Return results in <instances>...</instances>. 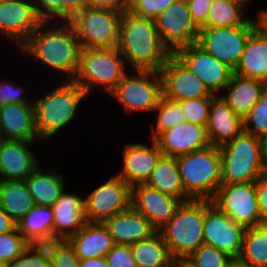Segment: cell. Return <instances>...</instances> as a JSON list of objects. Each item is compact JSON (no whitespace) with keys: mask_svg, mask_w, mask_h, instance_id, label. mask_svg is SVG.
I'll list each match as a JSON object with an SVG mask.
<instances>
[{"mask_svg":"<svg viewBox=\"0 0 267 267\" xmlns=\"http://www.w3.org/2000/svg\"><path fill=\"white\" fill-rule=\"evenodd\" d=\"M58 23L52 22L53 25L48 26L49 21H43L19 49L23 54L66 74V80H73L82 48L71 23Z\"/></svg>","mask_w":267,"mask_h":267,"instance_id":"obj_1","label":"cell"},{"mask_svg":"<svg viewBox=\"0 0 267 267\" xmlns=\"http://www.w3.org/2000/svg\"><path fill=\"white\" fill-rule=\"evenodd\" d=\"M117 48L134 70L160 71L173 54L161 41L154 19L129 10L122 13Z\"/></svg>","mask_w":267,"mask_h":267,"instance_id":"obj_2","label":"cell"},{"mask_svg":"<svg viewBox=\"0 0 267 267\" xmlns=\"http://www.w3.org/2000/svg\"><path fill=\"white\" fill-rule=\"evenodd\" d=\"M267 142L244 130L219 147L222 183L255 182L264 175Z\"/></svg>","mask_w":267,"mask_h":267,"instance_id":"obj_3","label":"cell"},{"mask_svg":"<svg viewBox=\"0 0 267 267\" xmlns=\"http://www.w3.org/2000/svg\"><path fill=\"white\" fill-rule=\"evenodd\" d=\"M86 95L87 92L80 85L73 80H65L59 87L33 101L36 129L40 138L47 141L73 122L79 104Z\"/></svg>","mask_w":267,"mask_h":267,"instance_id":"obj_4","label":"cell"},{"mask_svg":"<svg viewBox=\"0 0 267 267\" xmlns=\"http://www.w3.org/2000/svg\"><path fill=\"white\" fill-rule=\"evenodd\" d=\"M205 199L181 202L174 216L158 232L174 260H185L203 243Z\"/></svg>","mask_w":267,"mask_h":267,"instance_id":"obj_5","label":"cell"},{"mask_svg":"<svg viewBox=\"0 0 267 267\" xmlns=\"http://www.w3.org/2000/svg\"><path fill=\"white\" fill-rule=\"evenodd\" d=\"M185 193L191 199L211 200L222 184L221 152L210 145L176 157Z\"/></svg>","mask_w":267,"mask_h":267,"instance_id":"obj_6","label":"cell"},{"mask_svg":"<svg viewBox=\"0 0 267 267\" xmlns=\"http://www.w3.org/2000/svg\"><path fill=\"white\" fill-rule=\"evenodd\" d=\"M125 58L115 48H82L73 81L86 92L97 86L110 93L127 74Z\"/></svg>","mask_w":267,"mask_h":267,"instance_id":"obj_7","label":"cell"},{"mask_svg":"<svg viewBox=\"0 0 267 267\" xmlns=\"http://www.w3.org/2000/svg\"><path fill=\"white\" fill-rule=\"evenodd\" d=\"M122 13L88 6L76 13L69 22L81 48L117 47Z\"/></svg>","mask_w":267,"mask_h":267,"instance_id":"obj_8","label":"cell"},{"mask_svg":"<svg viewBox=\"0 0 267 267\" xmlns=\"http://www.w3.org/2000/svg\"><path fill=\"white\" fill-rule=\"evenodd\" d=\"M128 73L109 93L122 104L126 113L153 112L163 96V81L160 71L135 70Z\"/></svg>","mask_w":267,"mask_h":267,"instance_id":"obj_9","label":"cell"},{"mask_svg":"<svg viewBox=\"0 0 267 267\" xmlns=\"http://www.w3.org/2000/svg\"><path fill=\"white\" fill-rule=\"evenodd\" d=\"M257 27V21L251 18L244 24L233 27H202L197 44L235 70L249 36Z\"/></svg>","mask_w":267,"mask_h":267,"instance_id":"obj_10","label":"cell"},{"mask_svg":"<svg viewBox=\"0 0 267 267\" xmlns=\"http://www.w3.org/2000/svg\"><path fill=\"white\" fill-rule=\"evenodd\" d=\"M211 202L219 211L245 228L262 225L255 182L222 183Z\"/></svg>","mask_w":267,"mask_h":267,"instance_id":"obj_11","label":"cell"},{"mask_svg":"<svg viewBox=\"0 0 267 267\" xmlns=\"http://www.w3.org/2000/svg\"><path fill=\"white\" fill-rule=\"evenodd\" d=\"M132 187L115 175L93 189L85 198V215L88 222H103L131 207Z\"/></svg>","mask_w":267,"mask_h":267,"instance_id":"obj_12","label":"cell"},{"mask_svg":"<svg viewBox=\"0 0 267 267\" xmlns=\"http://www.w3.org/2000/svg\"><path fill=\"white\" fill-rule=\"evenodd\" d=\"M173 55L217 95L230 82L234 70L210 55L197 43L179 47Z\"/></svg>","mask_w":267,"mask_h":267,"instance_id":"obj_13","label":"cell"},{"mask_svg":"<svg viewBox=\"0 0 267 267\" xmlns=\"http://www.w3.org/2000/svg\"><path fill=\"white\" fill-rule=\"evenodd\" d=\"M154 22L161 41L172 53L179 47L197 43L200 29L191 17L186 0H176Z\"/></svg>","mask_w":267,"mask_h":267,"instance_id":"obj_14","label":"cell"},{"mask_svg":"<svg viewBox=\"0 0 267 267\" xmlns=\"http://www.w3.org/2000/svg\"><path fill=\"white\" fill-rule=\"evenodd\" d=\"M245 229L243 225L235 223L228 215L219 211L211 200L205 199L204 244L219 249L232 259L239 258Z\"/></svg>","mask_w":267,"mask_h":267,"instance_id":"obj_15","label":"cell"},{"mask_svg":"<svg viewBox=\"0 0 267 267\" xmlns=\"http://www.w3.org/2000/svg\"><path fill=\"white\" fill-rule=\"evenodd\" d=\"M42 22L32 0H0V33L18 48Z\"/></svg>","mask_w":267,"mask_h":267,"instance_id":"obj_16","label":"cell"},{"mask_svg":"<svg viewBox=\"0 0 267 267\" xmlns=\"http://www.w3.org/2000/svg\"><path fill=\"white\" fill-rule=\"evenodd\" d=\"M163 96L173 100L213 97L204 83L173 54L160 70Z\"/></svg>","mask_w":267,"mask_h":267,"instance_id":"obj_17","label":"cell"},{"mask_svg":"<svg viewBox=\"0 0 267 267\" xmlns=\"http://www.w3.org/2000/svg\"><path fill=\"white\" fill-rule=\"evenodd\" d=\"M182 201L145 183L132 186L131 206L158 231L173 216Z\"/></svg>","mask_w":267,"mask_h":267,"instance_id":"obj_18","label":"cell"},{"mask_svg":"<svg viewBox=\"0 0 267 267\" xmlns=\"http://www.w3.org/2000/svg\"><path fill=\"white\" fill-rule=\"evenodd\" d=\"M154 140L162 154L171 157L199 151L211 145L206 127L189 121L161 132Z\"/></svg>","mask_w":267,"mask_h":267,"instance_id":"obj_19","label":"cell"},{"mask_svg":"<svg viewBox=\"0 0 267 267\" xmlns=\"http://www.w3.org/2000/svg\"><path fill=\"white\" fill-rule=\"evenodd\" d=\"M152 146L127 143L122 150L123 168L116 174L131 187L146 183L156 163L163 155L154 139Z\"/></svg>","mask_w":267,"mask_h":267,"instance_id":"obj_20","label":"cell"},{"mask_svg":"<svg viewBox=\"0 0 267 267\" xmlns=\"http://www.w3.org/2000/svg\"><path fill=\"white\" fill-rule=\"evenodd\" d=\"M31 144L22 140L0 141V180H26L39 166L35 153L27 147Z\"/></svg>","mask_w":267,"mask_h":267,"instance_id":"obj_21","label":"cell"},{"mask_svg":"<svg viewBox=\"0 0 267 267\" xmlns=\"http://www.w3.org/2000/svg\"><path fill=\"white\" fill-rule=\"evenodd\" d=\"M2 139L34 142L40 138L35 122L33 103H10L0 106Z\"/></svg>","mask_w":267,"mask_h":267,"instance_id":"obj_22","label":"cell"},{"mask_svg":"<svg viewBox=\"0 0 267 267\" xmlns=\"http://www.w3.org/2000/svg\"><path fill=\"white\" fill-rule=\"evenodd\" d=\"M206 129L210 144L221 147L243 131V119L217 94L211 98Z\"/></svg>","mask_w":267,"mask_h":267,"instance_id":"obj_23","label":"cell"},{"mask_svg":"<svg viewBox=\"0 0 267 267\" xmlns=\"http://www.w3.org/2000/svg\"><path fill=\"white\" fill-rule=\"evenodd\" d=\"M114 244L132 245L141 240L148 239L157 230L149 220L132 206L103 221Z\"/></svg>","mask_w":267,"mask_h":267,"instance_id":"obj_24","label":"cell"},{"mask_svg":"<svg viewBox=\"0 0 267 267\" xmlns=\"http://www.w3.org/2000/svg\"><path fill=\"white\" fill-rule=\"evenodd\" d=\"M53 210V236L68 239L86 224L85 199L74 193L62 192L51 207Z\"/></svg>","mask_w":267,"mask_h":267,"instance_id":"obj_25","label":"cell"},{"mask_svg":"<svg viewBox=\"0 0 267 267\" xmlns=\"http://www.w3.org/2000/svg\"><path fill=\"white\" fill-rule=\"evenodd\" d=\"M80 260L105 257L115 245L103 222H86L68 238Z\"/></svg>","mask_w":267,"mask_h":267,"instance_id":"obj_26","label":"cell"},{"mask_svg":"<svg viewBox=\"0 0 267 267\" xmlns=\"http://www.w3.org/2000/svg\"><path fill=\"white\" fill-rule=\"evenodd\" d=\"M266 82L247 78L233 73L230 82L224 90L228 89L227 94L222 93V97L227 101L234 113L243 119L248 112L260 100L265 91Z\"/></svg>","mask_w":267,"mask_h":267,"instance_id":"obj_27","label":"cell"},{"mask_svg":"<svg viewBox=\"0 0 267 267\" xmlns=\"http://www.w3.org/2000/svg\"><path fill=\"white\" fill-rule=\"evenodd\" d=\"M234 73L267 82V35L258 27L249 36Z\"/></svg>","mask_w":267,"mask_h":267,"instance_id":"obj_28","label":"cell"},{"mask_svg":"<svg viewBox=\"0 0 267 267\" xmlns=\"http://www.w3.org/2000/svg\"><path fill=\"white\" fill-rule=\"evenodd\" d=\"M53 222L51 207L35 205L18 222L17 229L30 244H45L55 240Z\"/></svg>","mask_w":267,"mask_h":267,"instance_id":"obj_29","label":"cell"},{"mask_svg":"<svg viewBox=\"0 0 267 267\" xmlns=\"http://www.w3.org/2000/svg\"><path fill=\"white\" fill-rule=\"evenodd\" d=\"M65 181L56 168L45 173L39 166L25 180L36 205L46 207H52L65 191Z\"/></svg>","mask_w":267,"mask_h":267,"instance_id":"obj_30","label":"cell"},{"mask_svg":"<svg viewBox=\"0 0 267 267\" xmlns=\"http://www.w3.org/2000/svg\"><path fill=\"white\" fill-rule=\"evenodd\" d=\"M145 184L182 202L191 200L184 191L176 157L162 155Z\"/></svg>","mask_w":267,"mask_h":267,"instance_id":"obj_31","label":"cell"},{"mask_svg":"<svg viewBox=\"0 0 267 267\" xmlns=\"http://www.w3.org/2000/svg\"><path fill=\"white\" fill-rule=\"evenodd\" d=\"M0 205L16 223L36 205L25 180H0Z\"/></svg>","mask_w":267,"mask_h":267,"instance_id":"obj_32","label":"cell"},{"mask_svg":"<svg viewBox=\"0 0 267 267\" xmlns=\"http://www.w3.org/2000/svg\"><path fill=\"white\" fill-rule=\"evenodd\" d=\"M130 249L138 267H166L174 261L158 231L148 239L133 243Z\"/></svg>","mask_w":267,"mask_h":267,"instance_id":"obj_33","label":"cell"},{"mask_svg":"<svg viewBox=\"0 0 267 267\" xmlns=\"http://www.w3.org/2000/svg\"><path fill=\"white\" fill-rule=\"evenodd\" d=\"M248 3L249 0H213L203 27H233L244 24L249 19L244 13Z\"/></svg>","mask_w":267,"mask_h":267,"instance_id":"obj_34","label":"cell"},{"mask_svg":"<svg viewBox=\"0 0 267 267\" xmlns=\"http://www.w3.org/2000/svg\"><path fill=\"white\" fill-rule=\"evenodd\" d=\"M239 259L252 267H267V224L245 229Z\"/></svg>","mask_w":267,"mask_h":267,"instance_id":"obj_35","label":"cell"},{"mask_svg":"<svg viewBox=\"0 0 267 267\" xmlns=\"http://www.w3.org/2000/svg\"><path fill=\"white\" fill-rule=\"evenodd\" d=\"M156 126L151 125V139H155L161 132L168 130L186 121L180 102L162 96L157 107Z\"/></svg>","mask_w":267,"mask_h":267,"instance_id":"obj_36","label":"cell"},{"mask_svg":"<svg viewBox=\"0 0 267 267\" xmlns=\"http://www.w3.org/2000/svg\"><path fill=\"white\" fill-rule=\"evenodd\" d=\"M231 260L226 253L203 243L185 262L187 267H228Z\"/></svg>","mask_w":267,"mask_h":267,"instance_id":"obj_37","label":"cell"},{"mask_svg":"<svg viewBox=\"0 0 267 267\" xmlns=\"http://www.w3.org/2000/svg\"><path fill=\"white\" fill-rule=\"evenodd\" d=\"M243 130L267 142V92L243 118Z\"/></svg>","mask_w":267,"mask_h":267,"instance_id":"obj_38","label":"cell"},{"mask_svg":"<svg viewBox=\"0 0 267 267\" xmlns=\"http://www.w3.org/2000/svg\"><path fill=\"white\" fill-rule=\"evenodd\" d=\"M44 245L50 257V267H80V259L68 239H55Z\"/></svg>","mask_w":267,"mask_h":267,"instance_id":"obj_39","label":"cell"},{"mask_svg":"<svg viewBox=\"0 0 267 267\" xmlns=\"http://www.w3.org/2000/svg\"><path fill=\"white\" fill-rule=\"evenodd\" d=\"M31 244L22 236L17 227L0 235V267H6L18 258Z\"/></svg>","mask_w":267,"mask_h":267,"instance_id":"obj_40","label":"cell"},{"mask_svg":"<svg viewBox=\"0 0 267 267\" xmlns=\"http://www.w3.org/2000/svg\"><path fill=\"white\" fill-rule=\"evenodd\" d=\"M211 98L204 97L180 100L179 102L186 121L206 127Z\"/></svg>","mask_w":267,"mask_h":267,"instance_id":"obj_41","label":"cell"},{"mask_svg":"<svg viewBox=\"0 0 267 267\" xmlns=\"http://www.w3.org/2000/svg\"><path fill=\"white\" fill-rule=\"evenodd\" d=\"M6 267H50V257L44 244H31Z\"/></svg>","mask_w":267,"mask_h":267,"instance_id":"obj_42","label":"cell"},{"mask_svg":"<svg viewBox=\"0 0 267 267\" xmlns=\"http://www.w3.org/2000/svg\"><path fill=\"white\" fill-rule=\"evenodd\" d=\"M176 0H129V11L139 17L154 19Z\"/></svg>","mask_w":267,"mask_h":267,"instance_id":"obj_43","label":"cell"},{"mask_svg":"<svg viewBox=\"0 0 267 267\" xmlns=\"http://www.w3.org/2000/svg\"><path fill=\"white\" fill-rule=\"evenodd\" d=\"M105 259L109 267H138L130 245L115 244L106 254Z\"/></svg>","mask_w":267,"mask_h":267,"instance_id":"obj_44","label":"cell"},{"mask_svg":"<svg viewBox=\"0 0 267 267\" xmlns=\"http://www.w3.org/2000/svg\"><path fill=\"white\" fill-rule=\"evenodd\" d=\"M43 21L62 20V0H32Z\"/></svg>","mask_w":267,"mask_h":267,"instance_id":"obj_45","label":"cell"},{"mask_svg":"<svg viewBox=\"0 0 267 267\" xmlns=\"http://www.w3.org/2000/svg\"><path fill=\"white\" fill-rule=\"evenodd\" d=\"M21 93L23 89L10 80L0 81V106L10 103H33L28 101L26 96L22 97Z\"/></svg>","mask_w":267,"mask_h":267,"instance_id":"obj_46","label":"cell"},{"mask_svg":"<svg viewBox=\"0 0 267 267\" xmlns=\"http://www.w3.org/2000/svg\"><path fill=\"white\" fill-rule=\"evenodd\" d=\"M195 25L201 29L207 22L213 0H186Z\"/></svg>","mask_w":267,"mask_h":267,"instance_id":"obj_47","label":"cell"},{"mask_svg":"<svg viewBox=\"0 0 267 267\" xmlns=\"http://www.w3.org/2000/svg\"><path fill=\"white\" fill-rule=\"evenodd\" d=\"M255 188L262 224H267V178L263 176L257 179Z\"/></svg>","mask_w":267,"mask_h":267,"instance_id":"obj_48","label":"cell"},{"mask_svg":"<svg viewBox=\"0 0 267 267\" xmlns=\"http://www.w3.org/2000/svg\"><path fill=\"white\" fill-rule=\"evenodd\" d=\"M88 7L124 12L129 9V0H87Z\"/></svg>","mask_w":267,"mask_h":267,"instance_id":"obj_49","label":"cell"},{"mask_svg":"<svg viewBox=\"0 0 267 267\" xmlns=\"http://www.w3.org/2000/svg\"><path fill=\"white\" fill-rule=\"evenodd\" d=\"M87 6V0H62V21H69Z\"/></svg>","mask_w":267,"mask_h":267,"instance_id":"obj_50","label":"cell"},{"mask_svg":"<svg viewBox=\"0 0 267 267\" xmlns=\"http://www.w3.org/2000/svg\"><path fill=\"white\" fill-rule=\"evenodd\" d=\"M17 224L8 216L0 205V235L13 231Z\"/></svg>","mask_w":267,"mask_h":267,"instance_id":"obj_51","label":"cell"},{"mask_svg":"<svg viewBox=\"0 0 267 267\" xmlns=\"http://www.w3.org/2000/svg\"><path fill=\"white\" fill-rule=\"evenodd\" d=\"M80 267H109L105 257L80 260Z\"/></svg>","mask_w":267,"mask_h":267,"instance_id":"obj_52","label":"cell"},{"mask_svg":"<svg viewBox=\"0 0 267 267\" xmlns=\"http://www.w3.org/2000/svg\"><path fill=\"white\" fill-rule=\"evenodd\" d=\"M259 11V12H258ZM257 11V26L267 35V9Z\"/></svg>","mask_w":267,"mask_h":267,"instance_id":"obj_53","label":"cell"},{"mask_svg":"<svg viewBox=\"0 0 267 267\" xmlns=\"http://www.w3.org/2000/svg\"><path fill=\"white\" fill-rule=\"evenodd\" d=\"M228 267H252V266L241 261L239 258H234L230 261Z\"/></svg>","mask_w":267,"mask_h":267,"instance_id":"obj_54","label":"cell"},{"mask_svg":"<svg viewBox=\"0 0 267 267\" xmlns=\"http://www.w3.org/2000/svg\"><path fill=\"white\" fill-rule=\"evenodd\" d=\"M166 267H185V260H174Z\"/></svg>","mask_w":267,"mask_h":267,"instance_id":"obj_55","label":"cell"},{"mask_svg":"<svg viewBox=\"0 0 267 267\" xmlns=\"http://www.w3.org/2000/svg\"><path fill=\"white\" fill-rule=\"evenodd\" d=\"M265 178H267V145L265 148V161H264V175Z\"/></svg>","mask_w":267,"mask_h":267,"instance_id":"obj_56","label":"cell"},{"mask_svg":"<svg viewBox=\"0 0 267 267\" xmlns=\"http://www.w3.org/2000/svg\"><path fill=\"white\" fill-rule=\"evenodd\" d=\"M265 91L267 92V82H266V85H265Z\"/></svg>","mask_w":267,"mask_h":267,"instance_id":"obj_57","label":"cell"}]
</instances>
